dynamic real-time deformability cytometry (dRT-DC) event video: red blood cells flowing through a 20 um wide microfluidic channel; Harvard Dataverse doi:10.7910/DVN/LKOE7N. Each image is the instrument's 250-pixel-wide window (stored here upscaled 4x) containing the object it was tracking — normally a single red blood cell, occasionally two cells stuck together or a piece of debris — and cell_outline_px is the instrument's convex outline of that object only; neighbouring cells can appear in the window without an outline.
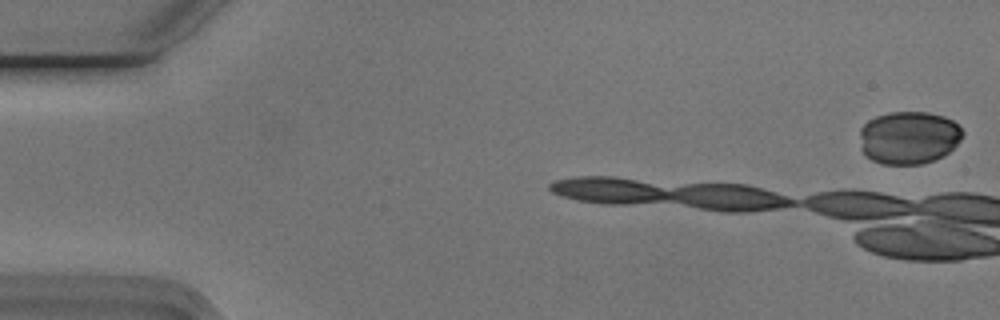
{"species": "Egyptian fruit bat (a non-hibernating species)", "species_latin": "Rousettus aegyptiacus", "temperature_condition": "cold", "stored_images_in_passage": 5, "camera_frame_rate_fps": 3000, "um_per_image_px": 0.085, "animal": {"sex": "male"}, "frame": {"image": 1, "passage_image": 2, "time_ms": 0.333, "image_size_px": [1000, 320], "cell_outline_px": [[964, 132], [960, 140], [944, 156], [920, 164], [884, 164], [872, 160], [864, 156], [860, 148], [860, 128], [868, 120], [876, 116], [888, 112], [928, 112], [944, 116], [952, 120]], "centroid_in_image_um": [77.21, 11.69], "position_along_channel_um": 7.8, "area_um2": 31.85}}